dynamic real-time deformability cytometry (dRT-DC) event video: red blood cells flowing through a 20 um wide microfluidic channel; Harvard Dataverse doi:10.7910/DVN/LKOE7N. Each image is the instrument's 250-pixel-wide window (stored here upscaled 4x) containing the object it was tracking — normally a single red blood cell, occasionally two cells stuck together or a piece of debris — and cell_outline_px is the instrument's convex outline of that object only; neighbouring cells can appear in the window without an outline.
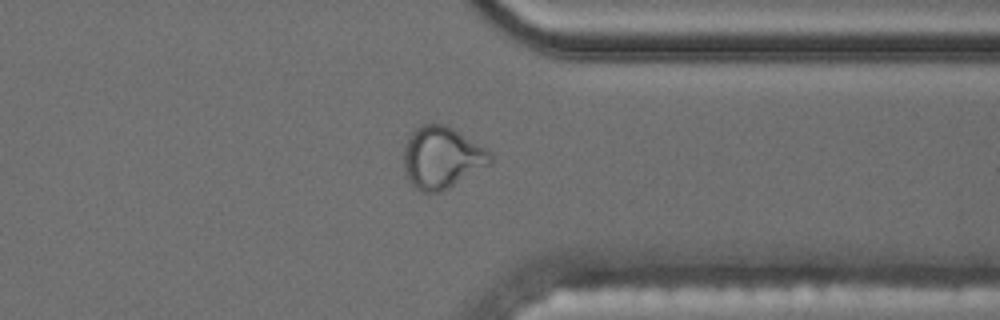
{"species": "common noctule bat (a hibernating species)", "species_latin": "Nyctalus noctula", "temperature_condition": "cold", "stored_images_in_passage": 45, "camera_frame_rate_fps": 3000, "um_per_image_px": 0.085, "animal": {"sex": "male", "body_mass_g": 17.5, "forearm_length_mm": 52.3}, "frame": {"image": 1, "passage_image": 32, "time_ms": 10.333, "image_size_px": [1000, 320], "cell_outline_px": [[492, 164], [448, 188], [440, 192], [420, 192], [408, 180], [404, 172], [404, 144], [412, 132], [420, 124], [444, 124], [452, 128], [492, 152]], "centroid_in_image_um": [37.55, 13.4], "position_along_channel_um": 373.9, "area_um2": 31.27}, "authors_computed_cell_mechanics": {"area_um2": 21.964, "velocity_mm_per_s": 3.5129, "shape_relaxation_time_tau1_ms": null, "shape_relaxation_time_tau2_ms": 1.2959, "deformation_change_tau1": null, "deformation_change_tau2": 0.0736}}